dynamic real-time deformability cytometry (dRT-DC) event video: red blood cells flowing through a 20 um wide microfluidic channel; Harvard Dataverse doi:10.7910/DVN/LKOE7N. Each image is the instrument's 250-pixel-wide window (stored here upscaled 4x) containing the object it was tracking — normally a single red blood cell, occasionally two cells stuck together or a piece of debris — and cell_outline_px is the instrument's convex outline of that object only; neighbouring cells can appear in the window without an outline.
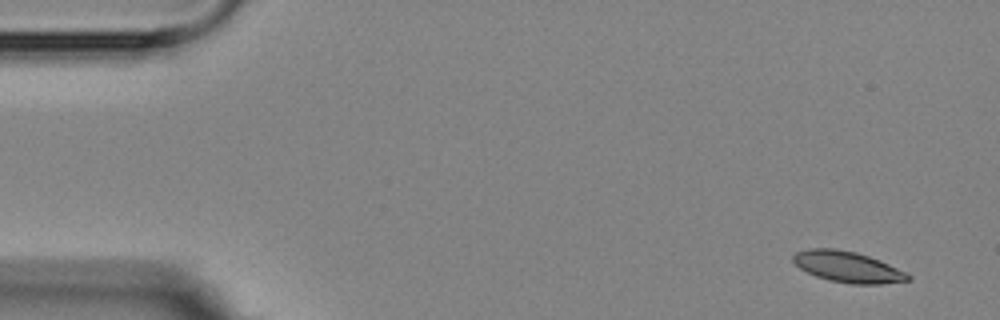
{"species": "Egyptian fruit bat (a non-hibernating species)", "species_latin": "Rousettus aegyptiacus", "temperature_condition": "room temperature", "stored_images_in_passage": 4, "camera_frame_rate_fps": 3000, "um_per_image_px": 0.085, "animal": {"sex": "female"}, "frame": {"image": 1, "passage_image": 1, "time_ms": 0.0, "image_size_px": [1000, 320], "cell_outline_px": [[912, 280], [880, 284], [852, 284], [828, 280], [816, 276], [800, 268], [792, 260], [792, 256], [796, 252], [808, 248], [836, 248], [856, 252], [880, 260], [912, 276]], "centroid_in_image_um": [72.04, 22.68], "position_along_channel_um": 13.0, "area_um2": 20.69}}
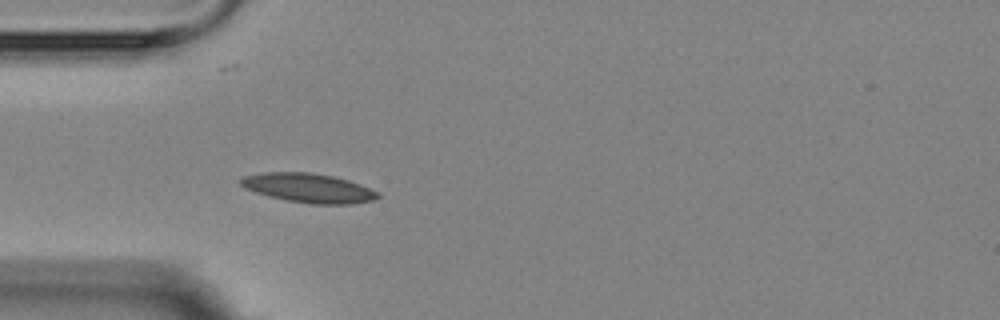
{"frame": {"image": 2, "passage_image": 4, "time_ms": 4.333, "image_size_px": [1000, 320], "cell_outline_px": [[380, 196], [372, 200], [352, 204], [308, 204], [268, 196], [244, 188], [240, 184], [240, 180], [244, 176], [264, 172], [308, 172], [332, 176], [348, 180], [368, 188], [376, 192]], "centroid_in_image_um": [26.18, 15.98], "position_along_channel_um": 58.8, "area_um2": 23.06}}